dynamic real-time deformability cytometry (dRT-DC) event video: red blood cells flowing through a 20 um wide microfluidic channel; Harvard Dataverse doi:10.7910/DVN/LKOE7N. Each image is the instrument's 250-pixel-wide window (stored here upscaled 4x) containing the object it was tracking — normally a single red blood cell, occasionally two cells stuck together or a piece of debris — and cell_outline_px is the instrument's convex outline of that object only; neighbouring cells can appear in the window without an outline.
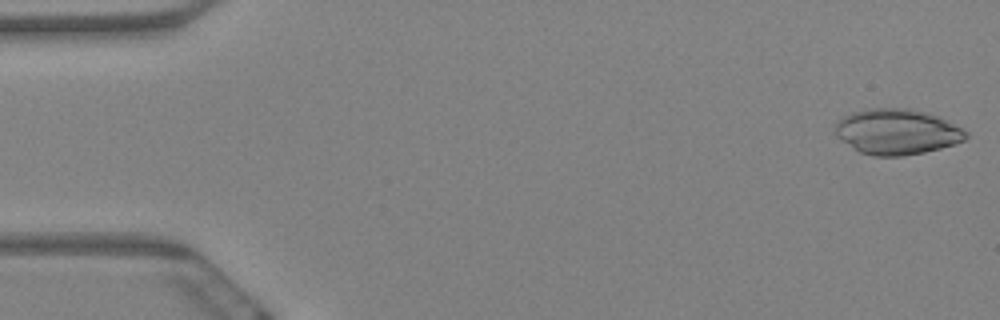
{"species": "Egyptian fruit bat (a non-hibernating species)", "species_latin": "Rousettus aegyptiacus", "temperature_condition": "warm", "stored_images_in_passage": 6, "camera_frame_rate_fps": 3000, "um_per_image_px": 0.085, "animal": {"sex": "female"}, "frame": {"image": 1, "passage_image": 1, "time_ms": 0.0, "image_size_px": [1000, 320], "cell_outline_px": [[968, 136], [964, 140], [940, 148], [924, 152], [904, 156], [872, 156], [860, 152], [836, 136], [836, 120], [852, 112], [864, 108], [912, 108], [940, 116], [968, 132]], "centroid_in_image_um": [76.24, 11.18], "position_along_channel_um": 8.8, "area_um2": 34.8}}
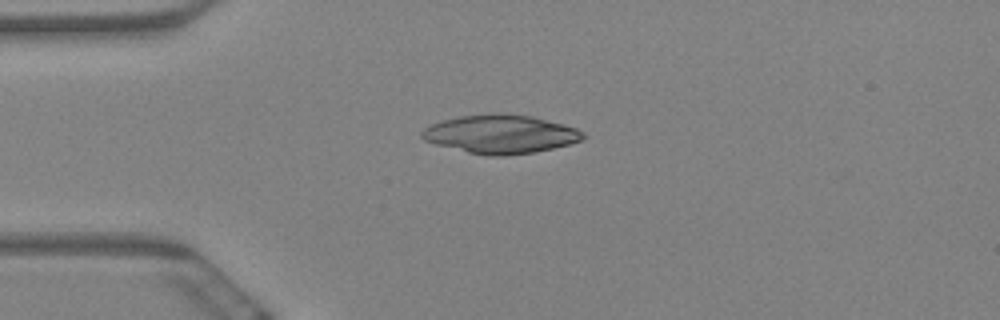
{"frame": {"image": 2, "passage_image": 4, "time_ms": 1.0, "image_size_px": [1000, 320], "cell_outline_px": [[588, 136], [584, 140], [572, 144], [532, 152], [504, 156], [488, 156], [468, 152], [436, 144], [424, 140], [420, 136], [420, 132], [424, 128], [432, 124], [444, 120], [460, 116], [488, 112], [504, 112], [532, 116], [564, 124], [576, 128], [584, 132]], "centroid_in_image_um": [42.59, 11.38], "position_along_channel_um": 42.4, "area_um2": 36.65}}
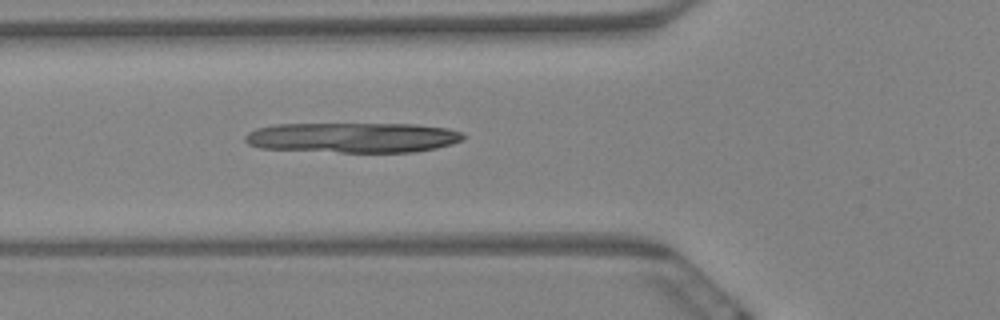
{"frame": {"image": 3, "passage_image": 6, "time_ms": 1.667, "image_size_px": [1000, 320], "cell_outline_px": [[464, 140], [452, 144], [436, 148], [416, 152], [340, 152], [260, 148], [248, 144], [244, 140], [244, 136], [248, 132], [256, 128], [276, 124], [416, 124], [448, 128], [464, 132]], "centroid_in_image_um": [30.02, 11.69], "position_along_channel_um": 95.8, "area_um2": 38.61}}